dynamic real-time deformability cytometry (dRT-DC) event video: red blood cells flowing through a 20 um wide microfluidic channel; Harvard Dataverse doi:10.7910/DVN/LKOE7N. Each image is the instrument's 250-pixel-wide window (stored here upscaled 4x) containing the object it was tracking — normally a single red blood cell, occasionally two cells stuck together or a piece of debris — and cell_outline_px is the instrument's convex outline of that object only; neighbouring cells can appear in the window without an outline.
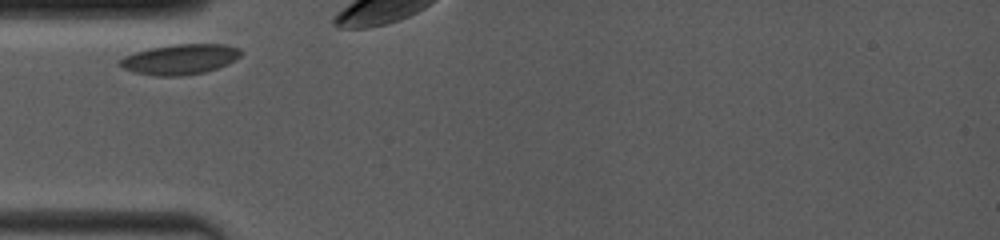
{"species": "common noctule bat (a hibernating species)", "species_latin": "Nyctalus noctula", "temperature_condition": "room temperature", "stored_images_in_passage": 4, "camera_frame_rate_fps": 4000, "um_per_image_px": 0.085, "animal": {"sex": "female", "body_mass_g": 19.0, "forearm_length_mm": 53.3}, "frame": {"image": 1, "passage_image": 1, "time_ms": 0.0, "image_size_px": [1000, 240], "cell_outline_px": [[244, 52], [236, 60], [228, 64], [204, 72], [180, 76], [160, 76], [132, 72], [116, 64], [116, 60], [124, 56], [148, 48], [172, 44], [224, 44], [240, 48]], "centroid_in_image_um": [15.28, 5.03], "position_along_channel_um": 69.7, "area_um2": 21.62}}